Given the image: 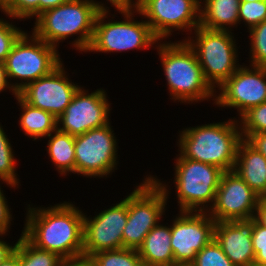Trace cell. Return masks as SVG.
Segmentation results:
<instances>
[{"label":"cell","mask_w":266,"mask_h":266,"mask_svg":"<svg viewBox=\"0 0 266 266\" xmlns=\"http://www.w3.org/2000/svg\"><path fill=\"white\" fill-rule=\"evenodd\" d=\"M16 246L20 266H56L62 259L56 253L35 247L22 234Z\"/></svg>","instance_id":"cb8c5ba5"},{"label":"cell","mask_w":266,"mask_h":266,"mask_svg":"<svg viewBox=\"0 0 266 266\" xmlns=\"http://www.w3.org/2000/svg\"><path fill=\"white\" fill-rule=\"evenodd\" d=\"M62 62L55 46L26 31L14 43L5 65L10 84L19 93L29 83L50 74Z\"/></svg>","instance_id":"9c48e42d"},{"label":"cell","mask_w":266,"mask_h":266,"mask_svg":"<svg viewBox=\"0 0 266 266\" xmlns=\"http://www.w3.org/2000/svg\"><path fill=\"white\" fill-rule=\"evenodd\" d=\"M15 99L22 111L18 124L32 141L48 137L57 129V118L51 113L29 105L19 95Z\"/></svg>","instance_id":"7402d4cb"},{"label":"cell","mask_w":266,"mask_h":266,"mask_svg":"<svg viewBox=\"0 0 266 266\" xmlns=\"http://www.w3.org/2000/svg\"><path fill=\"white\" fill-rule=\"evenodd\" d=\"M174 160L173 187L179 211L207 212L214 203L224 171L215 165L186 159L180 153Z\"/></svg>","instance_id":"ba28073f"},{"label":"cell","mask_w":266,"mask_h":266,"mask_svg":"<svg viewBox=\"0 0 266 266\" xmlns=\"http://www.w3.org/2000/svg\"><path fill=\"white\" fill-rule=\"evenodd\" d=\"M110 6L115 7L116 11L138 10L140 0H106Z\"/></svg>","instance_id":"e575fe53"},{"label":"cell","mask_w":266,"mask_h":266,"mask_svg":"<svg viewBox=\"0 0 266 266\" xmlns=\"http://www.w3.org/2000/svg\"><path fill=\"white\" fill-rule=\"evenodd\" d=\"M143 179L128 195L127 224L122 233L123 248L138 250L150 230L161 222L167 209L171 190L169 184L150 174Z\"/></svg>","instance_id":"5b68a950"},{"label":"cell","mask_w":266,"mask_h":266,"mask_svg":"<svg viewBox=\"0 0 266 266\" xmlns=\"http://www.w3.org/2000/svg\"><path fill=\"white\" fill-rule=\"evenodd\" d=\"M159 266H192V263H187V262H172V263H167Z\"/></svg>","instance_id":"7bdbcfd3"},{"label":"cell","mask_w":266,"mask_h":266,"mask_svg":"<svg viewBox=\"0 0 266 266\" xmlns=\"http://www.w3.org/2000/svg\"><path fill=\"white\" fill-rule=\"evenodd\" d=\"M0 182H3L6 185H8L7 187L14 188V189L17 188L16 186L10 183H7L1 180ZM3 183H0V184H3ZM2 189L3 188L0 185V234L8 235V232L10 233L9 230L11 228V223H12L11 221L14 218H12L13 217L11 213L12 210L11 208H9L10 206L8 205V201Z\"/></svg>","instance_id":"836d02e7"},{"label":"cell","mask_w":266,"mask_h":266,"mask_svg":"<svg viewBox=\"0 0 266 266\" xmlns=\"http://www.w3.org/2000/svg\"><path fill=\"white\" fill-rule=\"evenodd\" d=\"M109 8L96 0H70L33 18L35 22L32 33L57 49L60 42L78 35L69 44L73 49L86 53L93 38L99 12Z\"/></svg>","instance_id":"7a4b0ae2"},{"label":"cell","mask_w":266,"mask_h":266,"mask_svg":"<svg viewBox=\"0 0 266 266\" xmlns=\"http://www.w3.org/2000/svg\"><path fill=\"white\" fill-rule=\"evenodd\" d=\"M252 245L255 252L253 266H266V227L254 219Z\"/></svg>","instance_id":"d6a6232c"},{"label":"cell","mask_w":266,"mask_h":266,"mask_svg":"<svg viewBox=\"0 0 266 266\" xmlns=\"http://www.w3.org/2000/svg\"><path fill=\"white\" fill-rule=\"evenodd\" d=\"M0 10L8 19L28 20L40 15V0H0Z\"/></svg>","instance_id":"83f0119b"},{"label":"cell","mask_w":266,"mask_h":266,"mask_svg":"<svg viewBox=\"0 0 266 266\" xmlns=\"http://www.w3.org/2000/svg\"><path fill=\"white\" fill-rule=\"evenodd\" d=\"M179 132L178 151L184 158L215 165L224 172L234 169L242 140L238 119L190 126Z\"/></svg>","instance_id":"277c9868"},{"label":"cell","mask_w":266,"mask_h":266,"mask_svg":"<svg viewBox=\"0 0 266 266\" xmlns=\"http://www.w3.org/2000/svg\"><path fill=\"white\" fill-rule=\"evenodd\" d=\"M113 132L110 122L75 136V174L100 179L117 170L119 147Z\"/></svg>","instance_id":"30bf717a"},{"label":"cell","mask_w":266,"mask_h":266,"mask_svg":"<svg viewBox=\"0 0 266 266\" xmlns=\"http://www.w3.org/2000/svg\"><path fill=\"white\" fill-rule=\"evenodd\" d=\"M240 2V0H203L200 3L199 26L209 30L232 31V28L239 26Z\"/></svg>","instance_id":"ffe728a7"},{"label":"cell","mask_w":266,"mask_h":266,"mask_svg":"<svg viewBox=\"0 0 266 266\" xmlns=\"http://www.w3.org/2000/svg\"><path fill=\"white\" fill-rule=\"evenodd\" d=\"M110 12V13H109ZM123 21L114 20L110 10H101L97 16L94 34L87 52L114 53L147 50L160 41L145 20H135L138 10L117 11ZM113 17H111V16ZM136 15V16H135ZM110 20H105L106 18ZM114 20V21H113Z\"/></svg>","instance_id":"8992f818"},{"label":"cell","mask_w":266,"mask_h":266,"mask_svg":"<svg viewBox=\"0 0 266 266\" xmlns=\"http://www.w3.org/2000/svg\"><path fill=\"white\" fill-rule=\"evenodd\" d=\"M248 66L241 65L215 91L213 105L237 109V118L249 108L266 102V68L250 64Z\"/></svg>","instance_id":"7c38bea8"},{"label":"cell","mask_w":266,"mask_h":266,"mask_svg":"<svg viewBox=\"0 0 266 266\" xmlns=\"http://www.w3.org/2000/svg\"><path fill=\"white\" fill-rule=\"evenodd\" d=\"M56 266H91L90 259L85 255L62 258Z\"/></svg>","instance_id":"d590c367"},{"label":"cell","mask_w":266,"mask_h":266,"mask_svg":"<svg viewBox=\"0 0 266 266\" xmlns=\"http://www.w3.org/2000/svg\"><path fill=\"white\" fill-rule=\"evenodd\" d=\"M249 64L266 68V20L249 31Z\"/></svg>","instance_id":"f1b7e54d"},{"label":"cell","mask_w":266,"mask_h":266,"mask_svg":"<svg viewBox=\"0 0 266 266\" xmlns=\"http://www.w3.org/2000/svg\"><path fill=\"white\" fill-rule=\"evenodd\" d=\"M259 201L262 203H266V188L262 195L259 197Z\"/></svg>","instance_id":"ee69618b"},{"label":"cell","mask_w":266,"mask_h":266,"mask_svg":"<svg viewBox=\"0 0 266 266\" xmlns=\"http://www.w3.org/2000/svg\"><path fill=\"white\" fill-rule=\"evenodd\" d=\"M259 196L235 171L223 172L207 213L215 222L254 218Z\"/></svg>","instance_id":"e0dca14e"},{"label":"cell","mask_w":266,"mask_h":266,"mask_svg":"<svg viewBox=\"0 0 266 266\" xmlns=\"http://www.w3.org/2000/svg\"><path fill=\"white\" fill-rule=\"evenodd\" d=\"M27 206L21 234L32 245L56 253L61 258L83 255V221L86 213L82 209L66 201L48 207Z\"/></svg>","instance_id":"6da1fadb"},{"label":"cell","mask_w":266,"mask_h":266,"mask_svg":"<svg viewBox=\"0 0 266 266\" xmlns=\"http://www.w3.org/2000/svg\"><path fill=\"white\" fill-rule=\"evenodd\" d=\"M241 2H255V1H260V0H240Z\"/></svg>","instance_id":"f6af8a7d"},{"label":"cell","mask_w":266,"mask_h":266,"mask_svg":"<svg viewBox=\"0 0 266 266\" xmlns=\"http://www.w3.org/2000/svg\"><path fill=\"white\" fill-rule=\"evenodd\" d=\"M70 0H40V14L45 10L55 8L61 4L67 3Z\"/></svg>","instance_id":"60d3db41"},{"label":"cell","mask_w":266,"mask_h":266,"mask_svg":"<svg viewBox=\"0 0 266 266\" xmlns=\"http://www.w3.org/2000/svg\"><path fill=\"white\" fill-rule=\"evenodd\" d=\"M175 262L192 263L196 254L214 239L216 222L207 212L179 211L171 222Z\"/></svg>","instance_id":"9a60e30c"},{"label":"cell","mask_w":266,"mask_h":266,"mask_svg":"<svg viewBox=\"0 0 266 266\" xmlns=\"http://www.w3.org/2000/svg\"><path fill=\"white\" fill-rule=\"evenodd\" d=\"M12 23L15 22L0 18V61L2 62H5L14 43L25 32Z\"/></svg>","instance_id":"1f68e13d"},{"label":"cell","mask_w":266,"mask_h":266,"mask_svg":"<svg viewBox=\"0 0 266 266\" xmlns=\"http://www.w3.org/2000/svg\"><path fill=\"white\" fill-rule=\"evenodd\" d=\"M0 266H20L17 246L15 247L14 252L0 263Z\"/></svg>","instance_id":"b9f144b4"},{"label":"cell","mask_w":266,"mask_h":266,"mask_svg":"<svg viewBox=\"0 0 266 266\" xmlns=\"http://www.w3.org/2000/svg\"><path fill=\"white\" fill-rule=\"evenodd\" d=\"M47 153L62 176L75 174V136L56 129L46 139Z\"/></svg>","instance_id":"603a6c76"},{"label":"cell","mask_w":266,"mask_h":266,"mask_svg":"<svg viewBox=\"0 0 266 266\" xmlns=\"http://www.w3.org/2000/svg\"><path fill=\"white\" fill-rule=\"evenodd\" d=\"M235 171L260 197L266 188V157L242 139L237 148Z\"/></svg>","instance_id":"d6986e66"},{"label":"cell","mask_w":266,"mask_h":266,"mask_svg":"<svg viewBox=\"0 0 266 266\" xmlns=\"http://www.w3.org/2000/svg\"><path fill=\"white\" fill-rule=\"evenodd\" d=\"M192 266H236L225 255L220 245L213 239L195 257Z\"/></svg>","instance_id":"f546056e"},{"label":"cell","mask_w":266,"mask_h":266,"mask_svg":"<svg viewBox=\"0 0 266 266\" xmlns=\"http://www.w3.org/2000/svg\"><path fill=\"white\" fill-rule=\"evenodd\" d=\"M246 140L266 157V132L250 135Z\"/></svg>","instance_id":"74e56055"},{"label":"cell","mask_w":266,"mask_h":266,"mask_svg":"<svg viewBox=\"0 0 266 266\" xmlns=\"http://www.w3.org/2000/svg\"><path fill=\"white\" fill-rule=\"evenodd\" d=\"M253 227L254 218L216 222L214 239L236 266H253Z\"/></svg>","instance_id":"ac0fdd59"},{"label":"cell","mask_w":266,"mask_h":266,"mask_svg":"<svg viewBox=\"0 0 266 266\" xmlns=\"http://www.w3.org/2000/svg\"><path fill=\"white\" fill-rule=\"evenodd\" d=\"M7 89L12 93V95H14V97L18 95V93L14 90V88L10 84L5 62L0 61V93L6 91Z\"/></svg>","instance_id":"8d00e7d4"},{"label":"cell","mask_w":266,"mask_h":266,"mask_svg":"<svg viewBox=\"0 0 266 266\" xmlns=\"http://www.w3.org/2000/svg\"><path fill=\"white\" fill-rule=\"evenodd\" d=\"M171 241L170 225L161 224L154 226L139 247L138 254L144 266H159L175 262Z\"/></svg>","instance_id":"44dd1931"},{"label":"cell","mask_w":266,"mask_h":266,"mask_svg":"<svg viewBox=\"0 0 266 266\" xmlns=\"http://www.w3.org/2000/svg\"><path fill=\"white\" fill-rule=\"evenodd\" d=\"M3 236L5 237L6 235L0 234V263L10 256L16 247V243L12 246L10 243H8V241H4L3 239L5 238H3Z\"/></svg>","instance_id":"f35d334b"},{"label":"cell","mask_w":266,"mask_h":266,"mask_svg":"<svg viewBox=\"0 0 266 266\" xmlns=\"http://www.w3.org/2000/svg\"><path fill=\"white\" fill-rule=\"evenodd\" d=\"M242 139L266 132V102L249 108L238 118Z\"/></svg>","instance_id":"4316f807"},{"label":"cell","mask_w":266,"mask_h":266,"mask_svg":"<svg viewBox=\"0 0 266 266\" xmlns=\"http://www.w3.org/2000/svg\"><path fill=\"white\" fill-rule=\"evenodd\" d=\"M254 219L261 225L266 227V203L258 202L255 210Z\"/></svg>","instance_id":"ab89813d"},{"label":"cell","mask_w":266,"mask_h":266,"mask_svg":"<svg viewBox=\"0 0 266 266\" xmlns=\"http://www.w3.org/2000/svg\"><path fill=\"white\" fill-rule=\"evenodd\" d=\"M153 48L158 52L172 101L196 104L213 99L215 103L216 90L205 80L196 54L185 40L159 41Z\"/></svg>","instance_id":"3957f363"},{"label":"cell","mask_w":266,"mask_h":266,"mask_svg":"<svg viewBox=\"0 0 266 266\" xmlns=\"http://www.w3.org/2000/svg\"><path fill=\"white\" fill-rule=\"evenodd\" d=\"M266 20V0L255 2H240L239 25L244 23L249 31ZM243 21V22H242Z\"/></svg>","instance_id":"4dcf8cb0"},{"label":"cell","mask_w":266,"mask_h":266,"mask_svg":"<svg viewBox=\"0 0 266 266\" xmlns=\"http://www.w3.org/2000/svg\"><path fill=\"white\" fill-rule=\"evenodd\" d=\"M63 64L47 76L29 83L18 95L29 105L47 111L55 118L60 117L81 87L68 78Z\"/></svg>","instance_id":"2e32d148"},{"label":"cell","mask_w":266,"mask_h":266,"mask_svg":"<svg viewBox=\"0 0 266 266\" xmlns=\"http://www.w3.org/2000/svg\"><path fill=\"white\" fill-rule=\"evenodd\" d=\"M194 32V33H193ZM184 37L196 54L205 80L214 89L220 87L241 65L239 53L231 31L209 30L198 26ZM195 37V38H194ZM238 47V48H237Z\"/></svg>","instance_id":"52a82bcc"},{"label":"cell","mask_w":266,"mask_h":266,"mask_svg":"<svg viewBox=\"0 0 266 266\" xmlns=\"http://www.w3.org/2000/svg\"><path fill=\"white\" fill-rule=\"evenodd\" d=\"M91 266H144L135 249L120 248L97 252L89 257Z\"/></svg>","instance_id":"d4e9b609"},{"label":"cell","mask_w":266,"mask_h":266,"mask_svg":"<svg viewBox=\"0 0 266 266\" xmlns=\"http://www.w3.org/2000/svg\"><path fill=\"white\" fill-rule=\"evenodd\" d=\"M0 122V180L19 187V175L16 173V157L8 135Z\"/></svg>","instance_id":"484cf974"},{"label":"cell","mask_w":266,"mask_h":266,"mask_svg":"<svg viewBox=\"0 0 266 266\" xmlns=\"http://www.w3.org/2000/svg\"><path fill=\"white\" fill-rule=\"evenodd\" d=\"M138 15L151 27L160 41L174 31L190 34L200 25V3L197 0H140Z\"/></svg>","instance_id":"8fae6325"},{"label":"cell","mask_w":266,"mask_h":266,"mask_svg":"<svg viewBox=\"0 0 266 266\" xmlns=\"http://www.w3.org/2000/svg\"><path fill=\"white\" fill-rule=\"evenodd\" d=\"M107 98L109 97L103 88L90 93L89 90L80 87L64 113L57 118V129L78 136L109 124L112 108Z\"/></svg>","instance_id":"4fadbf2b"},{"label":"cell","mask_w":266,"mask_h":266,"mask_svg":"<svg viewBox=\"0 0 266 266\" xmlns=\"http://www.w3.org/2000/svg\"><path fill=\"white\" fill-rule=\"evenodd\" d=\"M83 221V255L123 248V229L127 224L128 195L119 203Z\"/></svg>","instance_id":"5bb4252c"}]
</instances>
